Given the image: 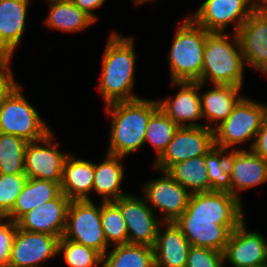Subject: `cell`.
<instances>
[{
    "label": "cell",
    "mask_w": 267,
    "mask_h": 267,
    "mask_svg": "<svg viewBox=\"0 0 267 267\" xmlns=\"http://www.w3.org/2000/svg\"><path fill=\"white\" fill-rule=\"evenodd\" d=\"M134 44L131 36L125 37L115 31L108 37L98 84L105 105L141 98L131 93L135 84Z\"/></svg>",
    "instance_id": "obj_1"
},
{
    "label": "cell",
    "mask_w": 267,
    "mask_h": 267,
    "mask_svg": "<svg viewBox=\"0 0 267 267\" xmlns=\"http://www.w3.org/2000/svg\"><path fill=\"white\" fill-rule=\"evenodd\" d=\"M158 108V100L143 98L105 105L112 118L107 153L125 157L143 146L148 121Z\"/></svg>",
    "instance_id": "obj_2"
},
{
    "label": "cell",
    "mask_w": 267,
    "mask_h": 267,
    "mask_svg": "<svg viewBox=\"0 0 267 267\" xmlns=\"http://www.w3.org/2000/svg\"><path fill=\"white\" fill-rule=\"evenodd\" d=\"M230 37L233 41L229 40ZM230 37L226 32L208 33L198 82L242 87L245 67L242 50L237 33L233 32Z\"/></svg>",
    "instance_id": "obj_3"
},
{
    "label": "cell",
    "mask_w": 267,
    "mask_h": 267,
    "mask_svg": "<svg viewBox=\"0 0 267 267\" xmlns=\"http://www.w3.org/2000/svg\"><path fill=\"white\" fill-rule=\"evenodd\" d=\"M208 33L189 16L178 25L168 55L171 82H198L200 80Z\"/></svg>",
    "instance_id": "obj_4"
},
{
    "label": "cell",
    "mask_w": 267,
    "mask_h": 267,
    "mask_svg": "<svg viewBox=\"0 0 267 267\" xmlns=\"http://www.w3.org/2000/svg\"><path fill=\"white\" fill-rule=\"evenodd\" d=\"M264 121V103L244 96L234 106L232 113L214 129V146L230 150L235 145L251 140V149Z\"/></svg>",
    "instance_id": "obj_5"
},
{
    "label": "cell",
    "mask_w": 267,
    "mask_h": 267,
    "mask_svg": "<svg viewBox=\"0 0 267 267\" xmlns=\"http://www.w3.org/2000/svg\"><path fill=\"white\" fill-rule=\"evenodd\" d=\"M18 86L0 105V132L16 135L27 142L44 138L51 129Z\"/></svg>",
    "instance_id": "obj_6"
},
{
    "label": "cell",
    "mask_w": 267,
    "mask_h": 267,
    "mask_svg": "<svg viewBox=\"0 0 267 267\" xmlns=\"http://www.w3.org/2000/svg\"><path fill=\"white\" fill-rule=\"evenodd\" d=\"M90 200H71L63 238L98 251L102 256L108 251L101 223V203Z\"/></svg>",
    "instance_id": "obj_7"
},
{
    "label": "cell",
    "mask_w": 267,
    "mask_h": 267,
    "mask_svg": "<svg viewBox=\"0 0 267 267\" xmlns=\"http://www.w3.org/2000/svg\"><path fill=\"white\" fill-rule=\"evenodd\" d=\"M255 9V0H205L189 17L208 32H226L234 22L237 33Z\"/></svg>",
    "instance_id": "obj_8"
},
{
    "label": "cell",
    "mask_w": 267,
    "mask_h": 267,
    "mask_svg": "<svg viewBox=\"0 0 267 267\" xmlns=\"http://www.w3.org/2000/svg\"><path fill=\"white\" fill-rule=\"evenodd\" d=\"M213 146L214 130L206 126L179 127L153 166L157 171H167L178 162L205 155Z\"/></svg>",
    "instance_id": "obj_9"
},
{
    "label": "cell",
    "mask_w": 267,
    "mask_h": 267,
    "mask_svg": "<svg viewBox=\"0 0 267 267\" xmlns=\"http://www.w3.org/2000/svg\"><path fill=\"white\" fill-rule=\"evenodd\" d=\"M50 131L44 138L28 142L25 152L24 172L27 178L46 180L61 186L63 165L68 154L58 149Z\"/></svg>",
    "instance_id": "obj_10"
},
{
    "label": "cell",
    "mask_w": 267,
    "mask_h": 267,
    "mask_svg": "<svg viewBox=\"0 0 267 267\" xmlns=\"http://www.w3.org/2000/svg\"><path fill=\"white\" fill-rule=\"evenodd\" d=\"M244 220H213L205 216H180L176 225L191 246L224 252L231 232Z\"/></svg>",
    "instance_id": "obj_11"
},
{
    "label": "cell",
    "mask_w": 267,
    "mask_h": 267,
    "mask_svg": "<svg viewBox=\"0 0 267 267\" xmlns=\"http://www.w3.org/2000/svg\"><path fill=\"white\" fill-rule=\"evenodd\" d=\"M159 172L162 176L144 185L143 196L151 209L163 212L161 222H175L186 210L191 193L166 171Z\"/></svg>",
    "instance_id": "obj_12"
},
{
    "label": "cell",
    "mask_w": 267,
    "mask_h": 267,
    "mask_svg": "<svg viewBox=\"0 0 267 267\" xmlns=\"http://www.w3.org/2000/svg\"><path fill=\"white\" fill-rule=\"evenodd\" d=\"M114 202L119 206L128 230V243L154 247L160 221L145 197L127 194Z\"/></svg>",
    "instance_id": "obj_13"
},
{
    "label": "cell",
    "mask_w": 267,
    "mask_h": 267,
    "mask_svg": "<svg viewBox=\"0 0 267 267\" xmlns=\"http://www.w3.org/2000/svg\"><path fill=\"white\" fill-rule=\"evenodd\" d=\"M59 239L17 228L8 267H43L40 263L58 255Z\"/></svg>",
    "instance_id": "obj_14"
},
{
    "label": "cell",
    "mask_w": 267,
    "mask_h": 267,
    "mask_svg": "<svg viewBox=\"0 0 267 267\" xmlns=\"http://www.w3.org/2000/svg\"><path fill=\"white\" fill-rule=\"evenodd\" d=\"M245 220L235 228L223 256L233 267H255L267 263V241L260 232L248 231Z\"/></svg>",
    "instance_id": "obj_15"
},
{
    "label": "cell",
    "mask_w": 267,
    "mask_h": 267,
    "mask_svg": "<svg viewBox=\"0 0 267 267\" xmlns=\"http://www.w3.org/2000/svg\"><path fill=\"white\" fill-rule=\"evenodd\" d=\"M70 202L71 200L61 192L56 198L22 215L16 221L17 228L61 238L64 234Z\"/></svg>",
    "instance_id": "obj_16"
},
{
    "label": "cell",
    "mask_w": 267,
    "mask_h": 267,
    "mask_svg": "<svg viewBox=\"0 0 267 267\" xmlns=\"http://www.w3.org/2000/svg\"><path fill=\"white\" fill-rule=\"evenodd\" d=\"M173 87H180L174 98L157 99L159 108L179 127H199L196 121L202 117L200 82H171Z\"/></svg>",
    "instance_id": "obj_17"
},
{
    "label": "cell",
    "mask_w": 267,
    "mask_h": 267,
    "mask_svg": "<svg viewBox=\"0 0 267 267\" xmlns=\"http://www.w3.org/2000/svg\"><path fill=\"white\" fill-rule=\"evenodd\" d=\"M242 200L229 192L192 193L181 216H205L213 220H245Z\"/></svg>",
    "instance_id": "obj_18"
},
{
    "label": "cell",
    "mask_w": 267,
    "mask_h": 267,
    "mask_svg": "<svg viewBox=\"0 0 267 267\" xmlns=\"http://www.w3.org/2000/svg\"><path fill=\"white\" fill-rule=\"evenodd\" d=\"M237 36L245 65L267 75V16L255 9Z\"/></svg>",
    "instance_id": "obj_19"
},
{
    "label": "cell",
    "mask_w": 267,
    "mask_h": 267,
    "mask_svg": "<svg viewBox=\"0 0 267 267\" xmlns=\"http://www.w3.org/2000/svg\"><path fill=\"white\" fill-rule=\"evenodd\" d=\"M249 150V151H248ZM230 149L228 168L231 175V195L237 199L240 191L253 188L267 181V161L251 149Z\"/></svg>",
    "instance_id": "obj_20"
},
{
    "label": "cell",
    "mask_w": 267,
    "mask_h": 267,
    "mask_svg": "<svg viewBox=\"0 0 267 267\" xmlns=\"http://www.w3.org/2000/svg\"><path fill=\"white\" fill-rule=\"evenodd\" d=\"M30 0H0V53L13 57L25 31Z\"/></svg>",
    "instance_id": "obj_21"
},
{
    "label": "cell",
    "mask_w": 267,
    "mask_h": 267,
    "mask_svg": "<svg viewBox=\"0 0 267 267\" xmlns=\"http://www.w3.org/2000/svg\"><path fill=\"white\" fill-rule=\"evenodd\" d=\"M154 249V267H185L191 244L175 222H162ZM161 231H163L161 233Z\"/></svg>",
    "instance_id": "obj_22"
},
{
    "label": "cell",
    "mask_w": 267,
    "mask_h": 267,
    "mask_svg": "<svg viewBox=\"0 0 267 267\" xmlns=\"http://www.w3.org/2000/svg\"><path fill=\"white\" fill-rule=\"evenodd\" d=\"M94 163L68 154L64 161L61 192L70 200H90L93 191Z\"/></svg>",
    "instance_id": "obj_23"
},
{
    "label": "cell",
    "mask_w": 267,
    "mask_h": 267,
    "mask_svg": "<svg viewBox=\"0 0 267 267\" xmlns=\"http://www.w3.org/2000/svg\"><path fill=\"white\" fill-rule=\"evenodd\" d=\"M211 90L200 95L202 106V117L207 119L209 124L205 126L214 130L231 113L234 106L242 98V87L231 85H213ZM215 122L214 126L210 123Z\"/></svg>",
    "instance_id": "obj_24"
},
{
    "label": "cell",
    "mask_w": 267,
    "mask_h": 267,
    "mask_svg": "<svg viewBox=\"0 0 267 267\" xmlns=\"http://www.w3.org/2000/svg\"><path fill=\"white\" fill-rule=\"evenodd\" d=\"M123 156L106 153L105 161L94 163L93 192L102 196V201H114L127 195L121 190L124 180Z\"/></svg>",
    "instance_id": "obj_25"
},
{
    "label": "cell",
    "mask_w": 267,
    "mask_h": 267,
    "mask_svg": "<svg viewBox=\"0 0 267 267\" xmlns=\"http://www.w3.org/2000/svg\"><path fill=\"white\" fill-rule=\"evenodd\" d=\"M60 193L61 186L58 183L28 178L13 209L5 217L16 222L28 211L56 198Z\"/></svg>",
    "instance_id": "obj_26"
},
{
    "label": "cell",
    "mask_w": 267,
    "mask_h": 267,
    "mask_svg": "<svg viewBox=\"0 0 267 267\" xmlns=\"http://www.w3.org/2000/svg\"><path fill=\"white\" fill-rule=\"evenodd\" d=\"M48 2L50 8L44 23L51 29L75 33L95 23L71 0H48Z\"/></svg>",
    "instance_id": "obj_27"
},
{
    "label": "cell",
    "mask_w": 267,
    "mask_h": 267,
    "mask_svg": "<svg viewBox=\"0 0 267 267\" xmlns=\"http://www.w3.org/2000/svg\"><path fill=\"white\" fill-rule=\"evenodd\" d=\"M166 172L191 194L209 192L205 155L178 162Z\"/></svg>",
    "instance_id": "obj_28"
},
{
    "label": "cell",
    "mask_w": 267,
    "mask_h": 267,
    "mask_svg": "<svg viewBox=\"0 0 267 267\" xmlns=\"http://www.w3.org/2000/svg\"><path fill=\"white\" fill-rule=\"evenodd\" d=\"M103 255L102 267H154L153 247L125 243Z\"/></svg>",
    "instance_id": "obj_29"
},
{
    "label": "cell",
    "mask_w": 267,
    "mask_h": 267,
    "mask_svg": "<svg viewBox=\"0 0 267 267\" xmlns=\"http://www.w3.org/2000/svg\"><path fill=\"white\" fill-rule=\"evenodd\" d=\"M27 141L16 135L0 132V173L25 174L24 162Z\"/></svg>",
    "instance_id": "obj_30"
},
{
    "label": "cell",
    "mask_w": 267,
    "mask_h": 267,
    "mask_svg": "<svg viewBox=\"0 0 267 267\" xmlns=\"http://www.w3.org/2000/svg\"><path fill=\"white\" fill-rule=\"evenodd\" d=\"M228 149L213 146L205 154V164L209 179V191L231 194V175L228 168Z\"/></svg>",
    "instance_id": "obj_31"
},
{
    "label": "cell",
    "mask_w": 267,
    "mask_h": 267,
    "mask_svg": "<svg viewBox=\"0 0 267 267\" xmlns=\"http://www.w3.org/2000/svg\"><path fill=\"white\" fill-rule=\"evenodd\" d=\"M179 126L173 122L160 108H158L150 117L146 132L144 144L148 142L156 151L158 159L166 150Z\"/></svg>",
    "instance_id": "obj_32"
},
{
    "label": "cell",
    "mask_w": 267,
    "mask_h": 267,
    "mask_svg": "<svg viewBox=\"0 0 267 267\" xmlns=\"http://www.w3.org/2000/svg\"><path fill=\"white\" fill-rule=\"evenodd\" d=\"M101 223L108 245L128 243V230L119 206L114 201L101 202Z\"/></svg>",
    "instance_id": "obj_33"
},
{
    "label": "cell",
    "mask_w": 267,
    "mask_h": 267,
    "mask_svg": "<svg viewBox=\"0 0 267 267\" xmlns=\"http://www.w3.org/2000/svg\"><path fill=\"white\" fill-rule=\"evenodd\" d=\"M59 254H63L69 267H102L103 256L98 251L63 237L58 243Z\"/></svg>",
    "instance_id": "obj_34"
},
{
    "label": "cell",
    "mask_w": 267,
    "mask_h": 267,
    "mask_svg": "<svg viewBox=\"0 0 267 267\" xmlns=\"http://www.w3.org/2000/svg\"><path fill=\"white\" fill-rule=\"evenodd\" d=\"M27 179L26 174L6 175L0 173V217H5L13 209Z\"/></svg>",
    "instance_id": "obj_35"
},
{
    "label": "cell",
    "mask_w": 267,
    "mask_h": 267,
    "mask_svg": "<svg viewBox=\"0 0 267 267\" xmlns=\"http://www.w3.org/2000/svg\"><path fill=\"white\" fill-rule=\"evenodd\" d=\"M223 252L191 246L185 267H223Z\"/></svg>",
    "instance_id": "obj_36"
},
{
    "label": "cell",
    "mask_w": 267,
    "mask_h": 267,
    "mask_svg": "<svg viewBox=\"0 0 267 267\" xmlns=\"http://www.w3.org/2000/svg\"><path fill=\"white\" fill-rule=\"evenodd\" d=\"M16 230V222L6 217H0V267H8Z\"/></svg>",
    "instance_id": "obj_37"
},
{
    "label": "cell",
    "mask_w": 267,
    "mask_h": 267,
    "mask_svg": "<svg viewBox=\"0 0 267 267\" xmlns=\"http://www.w3.org/2000/svg\"><path fill=\"white\" fill-rule=\"evenodd\" d=\"M11 58H6L0 64V105L13 93L19 86L13 77L11 71L10 61Z\"/></svg>",
    "instance_id": "obj_38"
},
{
    "label": "cell",
    "mask_w": 267,
    "mask_h": 267,
    "mask_svg": "<svg viewBox=\"0 0 267 267\" xmlns=\"http://www.w3.org/2000/svg\"><path fill=\"white\" fill-rule=\"evenodd\" d=\"M251 150L267 161V121L258 130Z\"/></svg>",
    "instance_id": "obj_39"
},
{
    "label": "cell",
    "mask_w": 267,
    "mask_h": 267,
    "mask_svg": "<svg viewBox=\"0 0 267 267\" xmlns=\"http://www.w3.org/2000/svg\"><path fill=\"white\" fill-rule=\"evenodd\" d=\"M71 1L96 22L98 17L96 16V14H94L93 10L102 6L106 0H71Z\"/></svg>",
    "instance_id": "obj_40"
},
{
    "label": "cell",
    "mask_w": 267,
    "mask_h": 267,
    "mask_svg": "<svg viewBox=\"0 0 267 267\" xmlns=\"http://www.w3.org/2000/svg\"><path fill=\"white\" fill-rule=\"evenodd\" d=\"M256 10L267 16V0H255Z\"/></svg>",
    "instance_id": "obj_41"
},
{
    "label": "cell",
    "mask_w": 267,
    "mask_h": 267,
    "mask_svg": "<svg viewBox=\"0 0 267 267\" xmlns=\"http://www.w3.org/2000/svg\"><path fill=\"white\" fill-rule=\"evenodd\" d=\"M136 5L143 4L145 2L155 1V0H133Z\"/></svg>",
    "instance_id": "obj_42"
},
{
    "label": "cell",
    "mask_w": 267,
    "mask_h": 267,
    "mask_svg": "<svg viewBox=\"0 0 267 267\" xmlns=\"http://www.w3.org/2000/svg\"><path fill=\"white\" fill-rule=\"evenodd\" d=\"M264 109H265V121H267V104H264Z\"/></svg>",
    "instance_id": "obj_43"
},
{
    "label": "cell",
    "mask_w": 267,
    "mask_h": 267,
    "mask_svg": "<svg viewBox=\"0 0 267 267\" xmlns=\"http://www.w3.org/2000/svg\"><path fill=\"white\" fill-rule=\"evenodd\" d=\"M6 58L0 53V64L5 60Z\"/></svg>",
    "instance_id": "obj_44"
},
{
    "label": "cell",
    "mask_w": 267,
    "mask_h": 267,
    "mask_svg": "<svg viewBox=\"0 0 267 267\" xmlns=\"http://www.w3.org/2000/svg\"><path fill=\"white\" fill-rule=\"evenodd\" d=\"M255 267H267V263H265L263 265L255 266Z\"/></svg>",
    "instance_id": "obj_45"
}]
</instances>
